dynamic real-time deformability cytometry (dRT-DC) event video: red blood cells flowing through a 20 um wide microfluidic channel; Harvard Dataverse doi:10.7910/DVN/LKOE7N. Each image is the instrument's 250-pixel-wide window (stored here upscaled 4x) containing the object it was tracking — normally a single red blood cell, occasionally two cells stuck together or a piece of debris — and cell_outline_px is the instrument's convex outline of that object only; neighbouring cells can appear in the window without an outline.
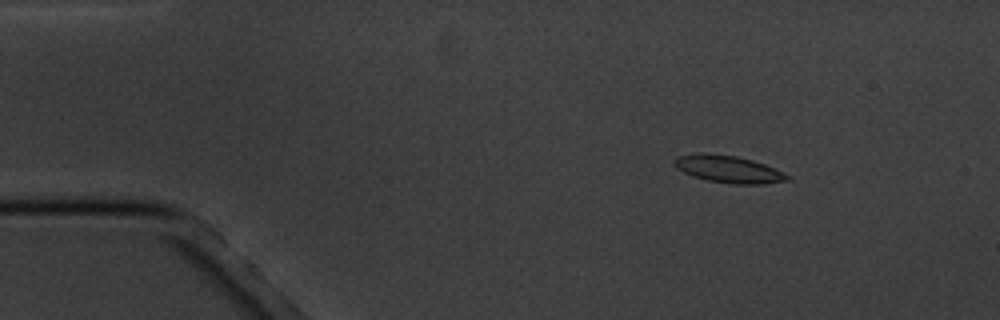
{"species": "common noctule bat (a hibernating species)", "species_latin": "Nyctalus noctula", "temperature_condition": "cold", "stored_images_in_passage": 9, "camera_frame_rate_fps": 3000, "um_per_image_px": 0.085, "animal": {"sex": "male", "body_mass_g": 20.1, "forearm_length_mm": 53.5}, "frame": {"image": 1, "passage_image": 2, "time_ms": 1.333, "image_size_px": [1000, 320], "cell_outline_px": [[792, 176], [788, 180], [764, 184], [732, 184], [708, 180], [692, 176], [676, 168], [672, 164], [672, 160], [676, 156], [700, 152], [736, 156], [752, 160], [764, 164], [784, 172]], "centroid_in_image_um": [61.88, 14.37], "position_along_channel_um": 23.1, "area_um2": 18.09}}
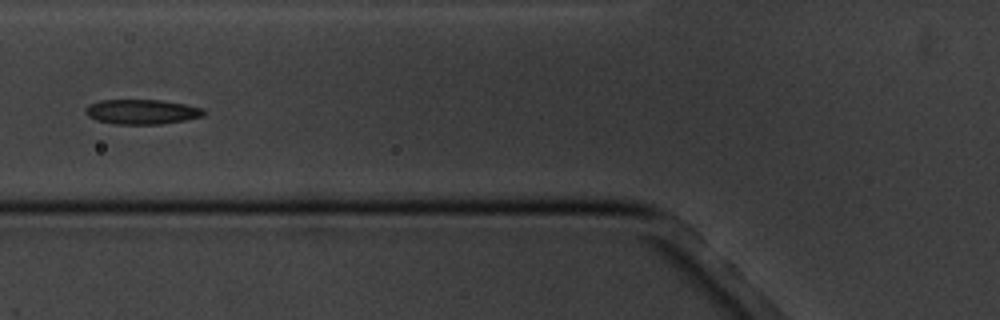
{"frame": {"image": 2, "passage_image": 6, "time_ms": 6.0, "image_size_px": [1000, 320], "cell_outline_px": [[204, 116], [184, 120], [160, 124], [112, 124], [96, 120], [88, 116], [84, 112], [84, 108], [88, 104], [100, 100], [160, 100], [184, 104], [204, 108]], "centroid_in_image_um": [12.01, 9.5], "position_along_channel_um": 113.8, "area_um2": 17.17}}
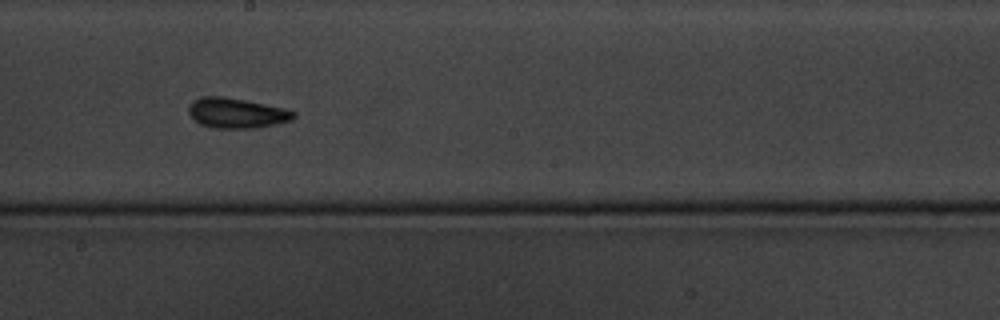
{"frame": {"image": 3, "passage_image": 9, "time_ms": 9.333, "image_size_px": [1000, 320], "cell_outline_px": [[296, 116], [292, 120], [276, 124], [256, 128], [216, 128], [200, 124], [188, 112], [188, 108], [196, 100], [204, 96], [220, 96], [244, 100], [284, 108], [296, 112]], "centroid_in_image_um": [20.16, 9.62], "position_along_channel_um": 228.0, "area_um2": 18.15}}